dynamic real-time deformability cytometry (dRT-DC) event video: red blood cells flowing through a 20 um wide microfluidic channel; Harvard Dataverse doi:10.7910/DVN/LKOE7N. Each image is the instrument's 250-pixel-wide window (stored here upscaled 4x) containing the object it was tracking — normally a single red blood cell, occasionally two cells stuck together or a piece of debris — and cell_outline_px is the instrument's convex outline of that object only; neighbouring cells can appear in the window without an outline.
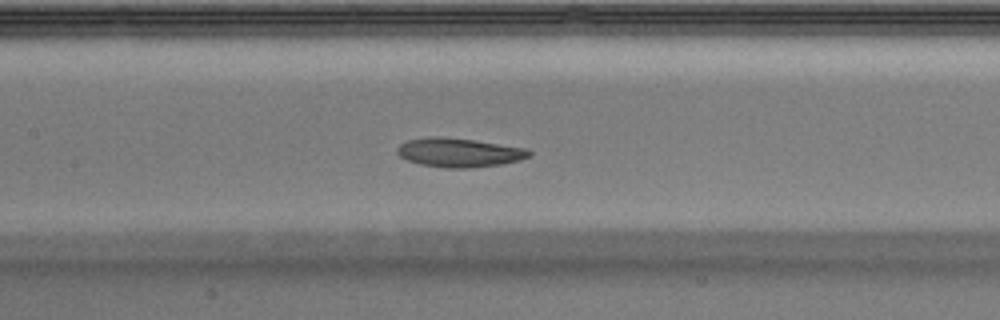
{"species": "Egyptian fruit bat (a non-hibernating species)", "species_latin": "Rousettus aegyptiacus", "temperature_condition": "warm", "stored_images_in_passage": 41, "camera_frame_rate_fps": 3000, "um_per_image_px": 0.085, "animal": {"sex": "male"}, "frame": {"image": 1, "passage_image": 19, "time_ms": 6.0, "image_size_px": [1000, 320], "cell_outline_px": [[532, 156], [520, 160], [500, 164], [472, 168], [444, 168], [420, 164], [408, 160], [400, 156], [396, 152], [396, 148], [400, 144], [408, 140], [428, 136], [440, 136], [472, 140], [528, 148], [532, 152]], "centroid_in_image_um": [39.03, 12.96], "position_along_channel_um": 168.4, "area_um2": 22.43}}
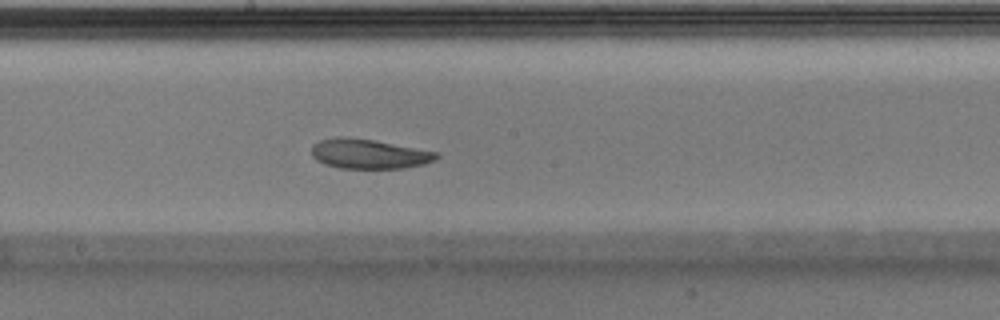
{"frame": {"image": 2, "passage_image": 22, "time_ms": 7.0, "image_size_px": [1000, 320], "cell_outline_px": [[440, 156], [436, 160], [424, 164], [404, 168], [340, 168], [324, 164], [316, 160], [312, 156], [312, 144], [320, 140], [340, 136], [344, 136], [376, 140], [440, 152]], "centroid_in_image_um": [31.39, 13.07], "position_along_channel_um": 216.8, "area_um2": 21.91}}
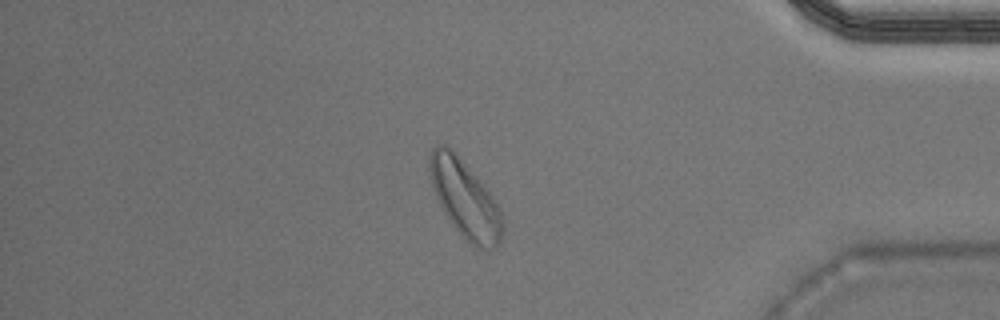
{"frame": {"image": 3, "passage_image": 35, "time_ms": 11.333, "image_size_px": [1000, 320], "cell_outline_px": [[504, 220], [500, 240], [496, 248], [488, 252], [476, 248], [452, 224], [444, 212], [432, 188], [428, 172], [428, 156], [432, 148], [436, 144], [448, 144], [452, 148], [492, 196]], "centroid_in_image_um": [39.49, 16.89], "position_along_channel_um": 395.7, "area_um2": 32.83}}